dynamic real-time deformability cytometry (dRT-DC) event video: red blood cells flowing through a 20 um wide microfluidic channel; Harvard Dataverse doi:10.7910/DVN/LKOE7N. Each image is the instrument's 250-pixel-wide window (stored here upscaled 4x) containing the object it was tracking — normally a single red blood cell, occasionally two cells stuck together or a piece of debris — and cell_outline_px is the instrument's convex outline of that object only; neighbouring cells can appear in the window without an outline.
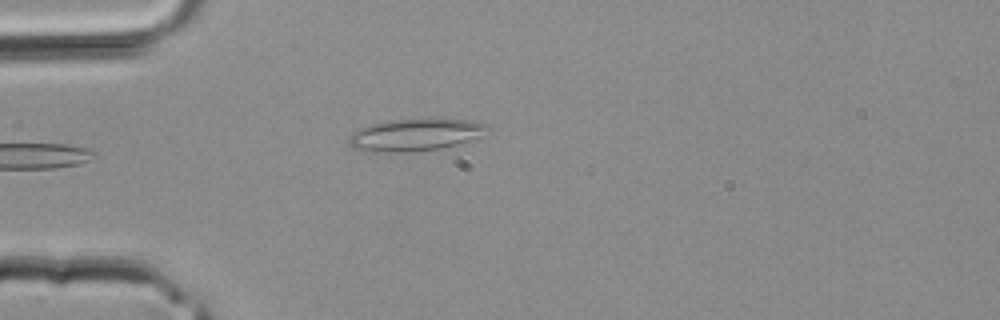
{"species": "common noctule bat (a hibernating species)", "species_latin": "Nyctalus noctula", "temperature_condition": "room temperature", "stored_images_in_passage": 2, "camera_frame_rate_fps": 3000, "um_per_image_px": 0.085, "animal": {"sex": "male", "body_mass_g": 20.4}, "frame": {"image": 1, "passage_image": 2, "time_ms": 0.333, "image_size_px": [1000, 320], "cell_outline_px": [[488, 128], [476, 136], [456, 144], [440, 148], [416, 152], [384, 152], [352, 148], [348, 140], [352, 132], [372, 124], [388, 120], [428, 116], [440, 116], [472, 120], [488, 124]], "centroid_in_image_um": [35.3, 11.4], "position_along_channel_um": 49.7, "area_um2": 26.47}}